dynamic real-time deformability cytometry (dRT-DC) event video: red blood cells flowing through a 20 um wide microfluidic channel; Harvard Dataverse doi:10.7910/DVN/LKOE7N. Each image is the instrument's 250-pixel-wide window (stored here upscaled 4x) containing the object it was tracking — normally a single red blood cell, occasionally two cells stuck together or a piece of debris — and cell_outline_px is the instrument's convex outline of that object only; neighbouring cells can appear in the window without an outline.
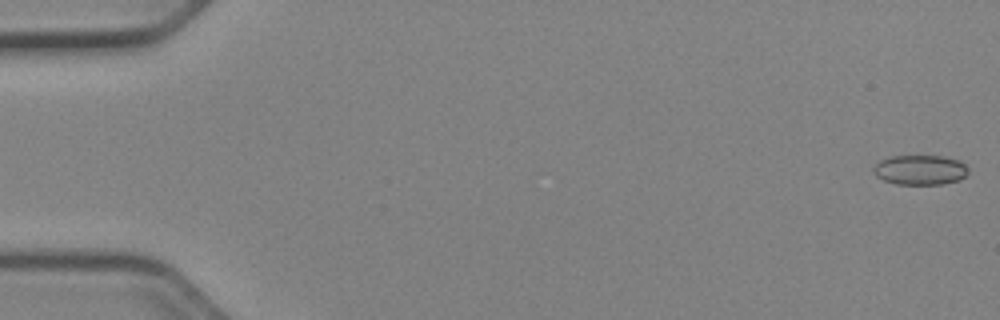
{"species": "Egyptian fruit bat (a non-hibernating species)", "species_latin": "Rousettus aegyptiacus", "temperature_condition": "cold", "stored_images_in_passage": 52, "camera_frame_rate_fps": 3000, "um_per_image_px": 0.085, "animal": {"sex": "female"}, "frame": {"image": 1, "passage_image": 1, "time_ms": 0.0, "image_size_px": [1000, 320], "cell_outline_px": [[968, 172], [960, 180], [944, 184], [896, 184], [884, 180], [876, 176], [872, 172], [872, 168], [880, 160], [892, 156], [944, 156], [960, 160], [968, 168]], "centroid_in_image_um": [78.21, 14.44], "position_along_channel_um": 6.8, "area_um2": 16.59}}
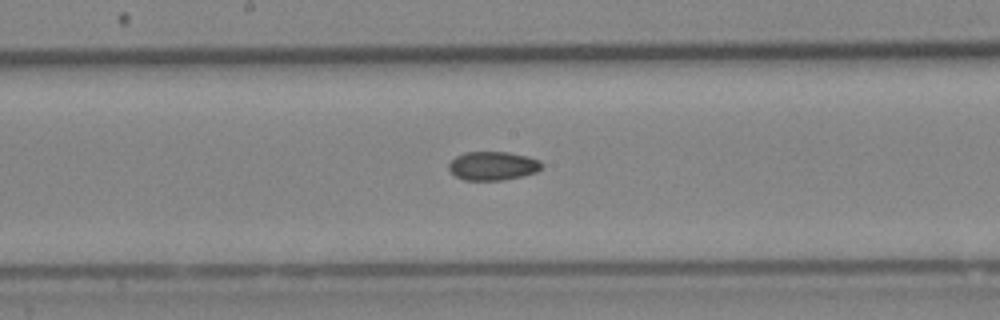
{"frame": {"image": 2, "passage_image": 28, "time_ms": 9.0, "image_size_px": [1000, 320], "cell_outline_px": [[544, 164], [536, 172], [504, 180], [464, 180], [456, 176], [448, 168], [448, 164], [456, 156], [464, 152], [508, 152], [528, 156], [540, 160]], "centroid_in_image_um": [41.89, 14.09], "position_along_channel_um": 206.3, "area_um2": 15.55}}
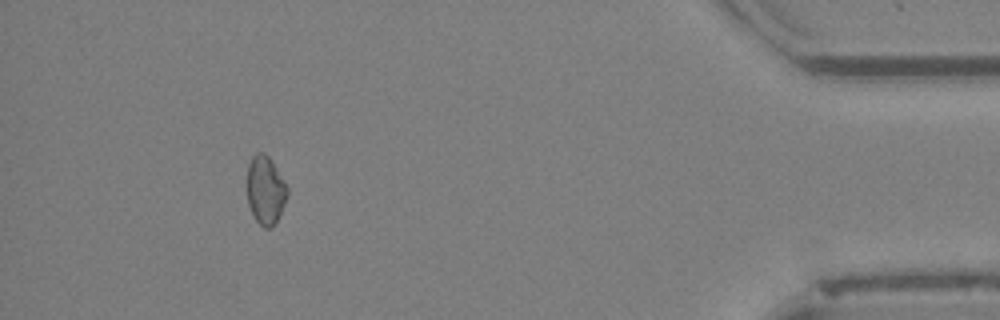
{"frame": {"image": 3, "passage_image": 48, "time_ms": 15.667, "image_size_px": [1000, 320], "cell_outline_px": [[288, 196], [272, 228], [264, 228], [256, 220], [248, 204], [248, 164], [252, 156], [256, 152], [264, 152], [272, 160], [284, 180], [288, 188]], "centroid_in_image_um": [22.57, 16.13], "position_along_channel_um": 412.6, "area_um2": 15.95}, "authors_computed_cell_mechanics": {"area_um2": 16.1551, "velocity_mm_per_s": 3.9603, "shape_relaxation_time_tau1_ms": null, "shape_relaxation_time_tau2_ms": 5.1737, "deformation_change_tau1": null, "deformation_change_tau2": 0.0706}}